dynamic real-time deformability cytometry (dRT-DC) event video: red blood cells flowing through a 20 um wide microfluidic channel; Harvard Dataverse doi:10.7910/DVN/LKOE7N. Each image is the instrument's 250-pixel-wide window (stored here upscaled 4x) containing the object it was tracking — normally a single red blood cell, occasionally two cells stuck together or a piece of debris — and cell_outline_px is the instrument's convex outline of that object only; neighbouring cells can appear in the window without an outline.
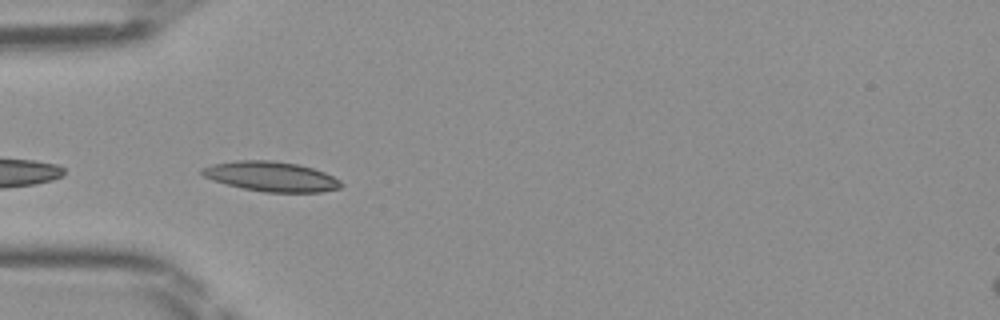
{"species": "Egyptian fruit bat (a non-hibernating species)", "species_latin": "Rousettus aegyptiacus", "temperature_condition": "room temperature", "stored_images_in_passage": 33, "camera_frame_rate_fps": 3000, "um_per_image_px": 0.085, "frame": {"image": 1, "passage_image": 1, "time_ms": 0.0, "image_size_px": [1000, 320], "cell_outline_px": [[344, 184], [340, 188], [320, 192], [264, 192], [244, 188], [212, 180], [204, 176], [200, 172], [200, 168], [212, 164], [236, 160], [268, 160], [296, 164], [312, 168], [324, 172], [340, 180]], "centroid_in_image_um": [23.04, 15.0], "position_along_channel_um": 62.0, "area_um2": 24.04}}
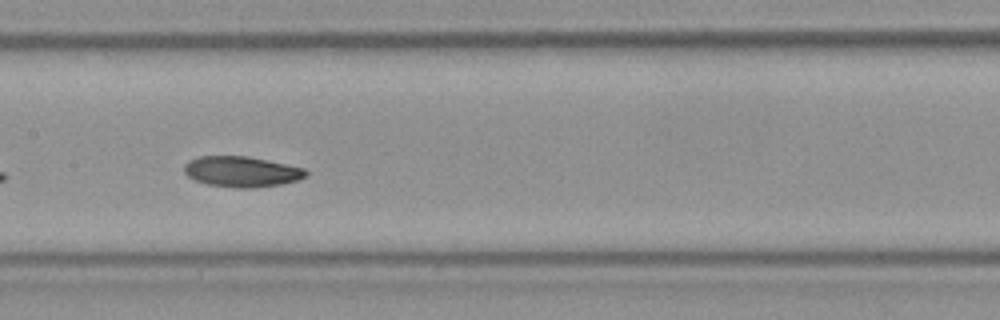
{"frame": {"image": 2, "passage_image": 10, "time_ms": 3.0, "image_size_px": [1000, 320], "cell_outline_px": [[308, 176], [296, 180], [280, 184], [252, 188], [236, 188], [208, 184], [196, 180], [188, 176], [184, 172], [184, 164], [188, 160], [200, 156], [248, 156], [304, 168], [308, 172]], "centroid_in_image_um": [20.52, 14.58], "position_along_channel_um": 186.9, "area_um2": 21.62}}
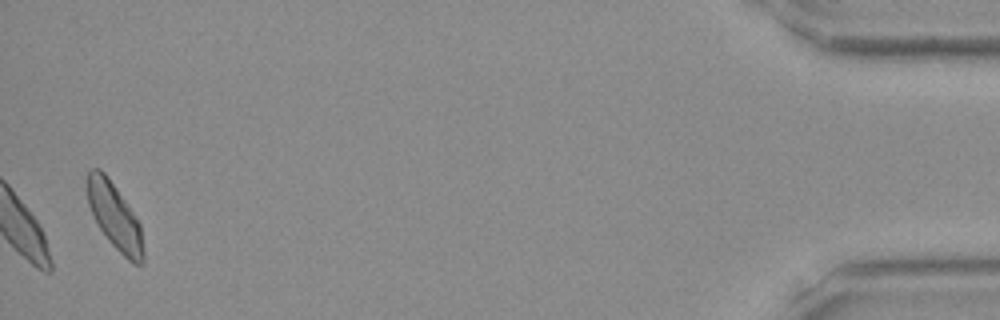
{"frame": {"image": 3, "passage_image": 33, "time_ms": 10.667, "image_size_px": [1000, 320], "cell_outline_px": [[144, 264], [132, 264], [108, 240], [100, 228], [88, 204], [88, 172], [92, 168], [100, 168], [108, 176], [140, 224], [144, 252]], "centroid_in_image_um": [9.77, 18.42], "position_along_channel_um": 425.4, "area_um2": 21.15}}